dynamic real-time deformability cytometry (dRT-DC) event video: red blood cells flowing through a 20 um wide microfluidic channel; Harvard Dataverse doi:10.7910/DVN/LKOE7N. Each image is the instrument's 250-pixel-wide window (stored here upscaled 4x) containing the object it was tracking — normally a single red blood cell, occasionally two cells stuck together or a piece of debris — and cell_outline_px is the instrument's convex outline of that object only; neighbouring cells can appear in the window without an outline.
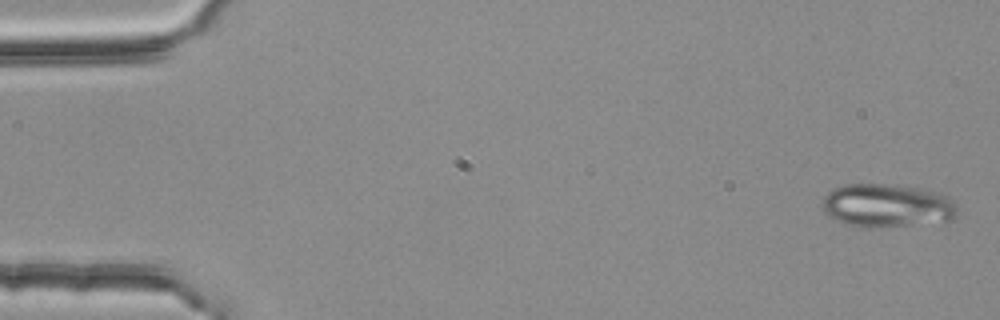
{"species": "common noctule bat (a hibernating species)", "species_latin": "Nyctalus noctula", "temperature_condition": "room temperature", "stored_images_in_passage": 5, "camera_frame_rate_fps": 3000, "um_per_image_px": 0.085, "animal": {"sex": "female", "body_mass_g": 25.1}, "frame": {"image": 1, "passage_image": 1, "time_ms": 0.0, "image_size_px": [1000, 320], "cell_outline_px": [[956, 216], [952, 220], [872, 228], [868, 228], [848, 224], [836, 220], [824, 212], [824, 196], [832, 188], [844, 184], [888, 184], [924, 188], [940, 192], [948, 196], [956, 204]], "centroid_in_image_um": [75.42, 17.45], "position_along_channel_um": 9.6, "area_um2": 34.16}}